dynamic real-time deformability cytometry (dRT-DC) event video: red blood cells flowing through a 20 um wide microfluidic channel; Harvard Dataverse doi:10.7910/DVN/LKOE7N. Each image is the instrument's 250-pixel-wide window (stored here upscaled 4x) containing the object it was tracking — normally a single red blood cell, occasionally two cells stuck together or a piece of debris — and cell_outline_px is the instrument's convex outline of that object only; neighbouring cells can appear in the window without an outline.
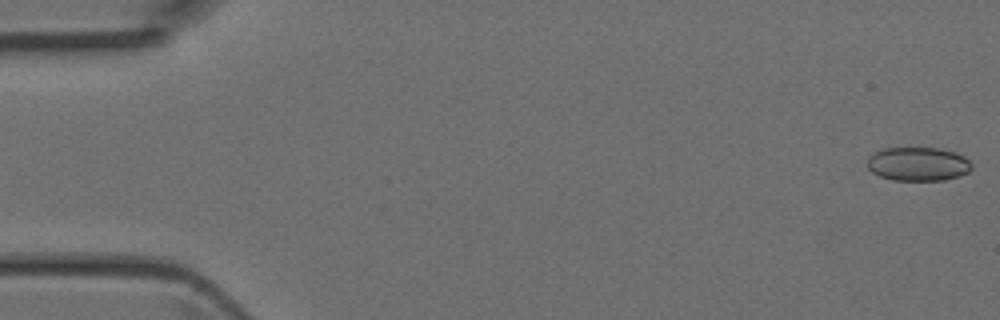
{"species": "Egyptian fruit bat (a non-hibernating species)", "species_latin": "Rousettus aegyptiacus", "temperature_condition": "room temperature", "stored_images_in_passage": 3, "segment_of_instrument_passage": [2, 2], "camera_frame_rate_fps": 3000, "um_per_image_px": 0.085, "animal": {"sex": "female"}, "frame": {"image": 1, "passage_image": 3, "time_ms": 0.667, "image_size_px": [1000, 320], "cell_outline_px": [[972, 168], [968, 172], [960, 176], [944, 180], [892, 180], [880, 176], [872, 172], [868, 168], [868, 156], [872, 152], [884, 148], [940, 148], [956, 152], [964, 156], [972, 164]], "centroid_in_image_um": [78.04, 13.93], "position_along_channel_um": 7.0, "area_um2": 20.75}}